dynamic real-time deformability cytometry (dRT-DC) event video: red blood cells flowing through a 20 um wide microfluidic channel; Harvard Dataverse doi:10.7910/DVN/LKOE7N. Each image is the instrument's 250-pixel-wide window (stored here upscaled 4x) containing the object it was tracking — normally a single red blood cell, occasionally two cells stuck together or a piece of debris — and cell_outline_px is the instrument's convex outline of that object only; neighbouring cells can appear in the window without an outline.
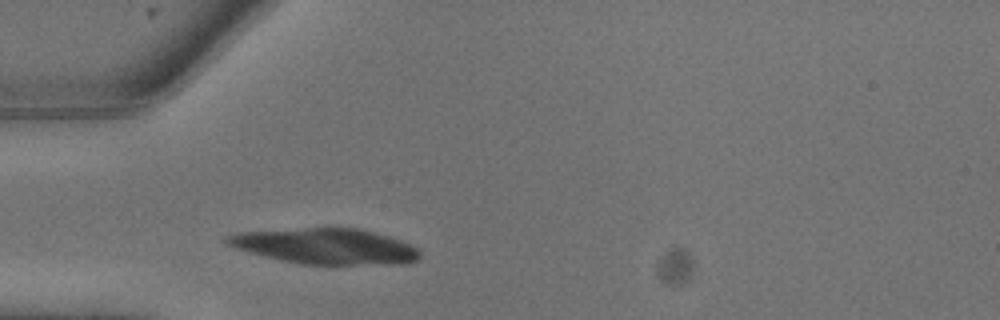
{"species": "common noctule bat (a hibernating species)", "species_latin": "Nyctalus noctula", "temperature_condition": "warm", "stored_images_in_passage": 3, "camera_frame_rate_fps": 3000, "um_per_image_px": 0.085, "animal": {"sex": "male", "body_mass_g": 13.3}, "frame": {"image": 1, "passage_image": 3, "time_ms": 0.667, "image_size_px": [1000, 320], "cell_outline_px": [[420, 256], [416, 260], [408, 264], [300, 264], [280, 260], [264, 256], [236, 248], [228, 244], [224, 240], [228, 236], [240, 232], [308, 228], [356, 228], [388, 236], [400, 240], [416, 248], [420, 252]], "centroid_in_image_um": [27.69, 20.94], "position_along_channel_um": 57.3, "area_um2": 39.54}}